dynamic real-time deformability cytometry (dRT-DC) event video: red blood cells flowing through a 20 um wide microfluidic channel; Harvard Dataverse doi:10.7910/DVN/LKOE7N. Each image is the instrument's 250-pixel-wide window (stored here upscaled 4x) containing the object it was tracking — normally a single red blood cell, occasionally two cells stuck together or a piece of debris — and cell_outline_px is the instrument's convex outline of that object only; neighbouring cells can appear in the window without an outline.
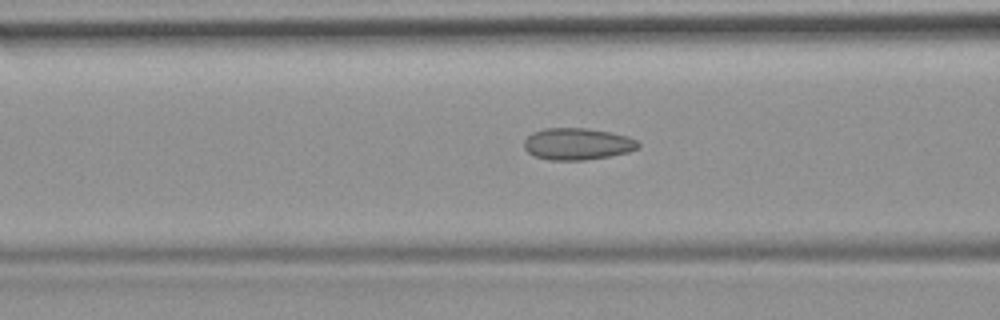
{"species": "common noctule bat (a hibernating species)", "species_latin": "Nyctalus noctula", "temperature_condition": "room temperature", "stored_images_in_passage": 53, "camera_frame_rate_fps": 3000, "um_per_image_px": 0.085, "animal": {"sex": "female", "body_mass_g": 19.9}, "frame": {"image": 1, "passage_image": 21, "time_ms": 6.667, "image_size_px": [1000, 320], "cell_outline_px": [[640, 148], [628, 152], [608, 156], [584, 160], [548, 160], [532, 156], [524, 148], [524, 140], [532, 132], [544, 128], [584, 128], [608, 132], [628, 136], [636, 140], [640, 144]], "centroid_in_image_um": [49.05, 12.24], "position_along_channel_um": 117.6, "area_um2": 21.21}}
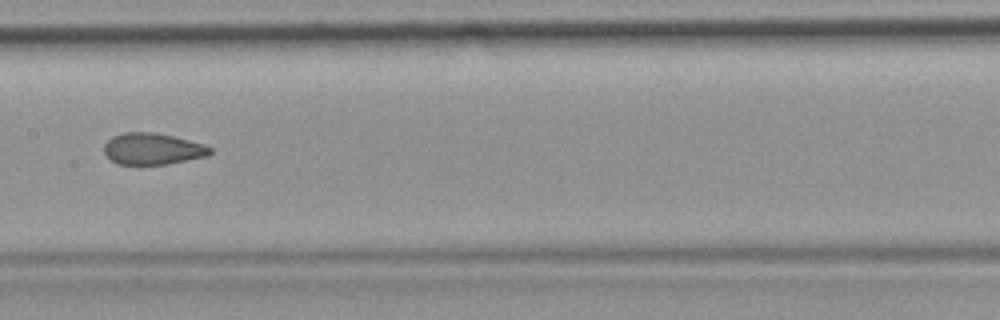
{"frame": {"image": 2, "passage_image": 27, "time_ms": 8.667, "image_size_px": [1000, 320], "cell_outline_px": [[212, 152], [208, 156], [168, 164], [116, 164], [104, 152], [104, 144], [112, 136], [124, 132], [152, 132], [172, 136], [204, 144], [212, 148]], "centroid_in_image_um": [12.98, 12.65], "position_along_channel_um": 194.4, "area_um2": 19.42}}
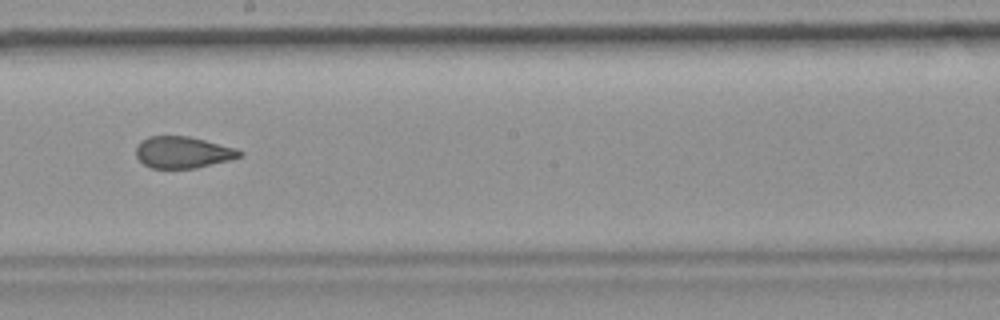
{"frame": {"image": 3, "passage_image": 30, "time_ms": 9.667, "image_size_px": [1000, 320], "cell_outline_px": [[244, 156], [196, 168], [152, 168], [144, 164], [136, 156], [136, 148], [148, 136], [188, 136], [236, 148], [244, 152]], "centroid_in_image_um": [15.58, 12.95], "position_along_channel_um": 232.6, "area_um2": 18.9}, "authors_computed_cell_mechanics": {"area_um2": 20.9236, "velocity_mm_per_s": 3.8465, "shape_relaxation_time_tau1_ms": null, "shape_relaxation_time_tau2_ms": 1.1062, "deformation_change_tau1": null, "deformation_change_tau2": 0.0786}}